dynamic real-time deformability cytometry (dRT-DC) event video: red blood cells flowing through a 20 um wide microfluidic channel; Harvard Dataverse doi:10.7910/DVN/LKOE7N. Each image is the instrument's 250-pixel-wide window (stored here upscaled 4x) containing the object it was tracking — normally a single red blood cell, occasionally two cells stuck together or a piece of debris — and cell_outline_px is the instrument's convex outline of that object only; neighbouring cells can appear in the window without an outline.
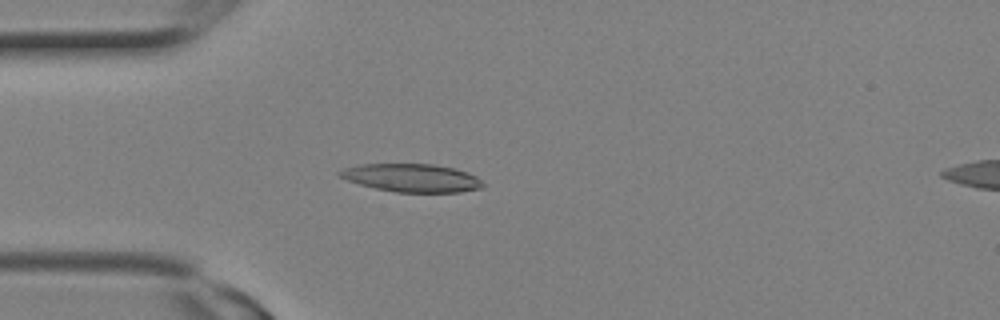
{"species": "Egyptian fruit bat (a non-hibernating species)", "species_latin": "Rousettus aegyptiacus", "temperature_condition": "room temperature", "stored_images_in_passage": 9, "camera_frame_rate_fps": 3000, "um_per_image_px": 0.085, "animal": {"sex": "female"}, "frame": {"image": 1, "passage_image": 7, "time_ms": 2.0, "image_size_px": [1000, 320], "cell_outline_px": [[484, 188], [460, 192], [396, 192], [376, 188], [360, 184], [348, 180], [340, 176], [336, 172], [344, 168], [360, 164], [432, 164], [456, 168], [468, 172], [476, 176], [484, 184]], "centroid_in_image_um": [35.04, 15.11], "position_along_channel_um": 50.0, "area_um2": 23.47}}
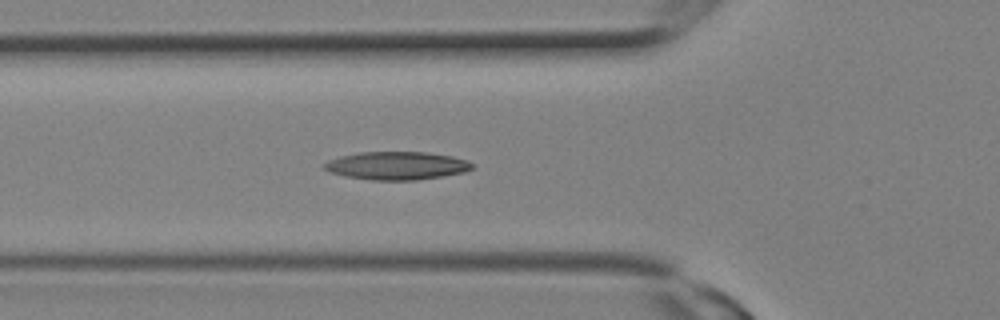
{"frame": {"image": 2, "passage_image": 9, "time_ms": 2.667, "image_size_px": [1000, 320], "cell_outline_px": [[472, 168], [464, 172], [416, 180], [372, 180], [344, 176], [332, 172], [324, 168], [324, 164], [328, 160], [340, 156], [360, 152], [428, 152], [452, 156], [468, 160], [472, 164]], "centroid_in_image_um": [33.72, 14.07], "position_along_channel_um": 92.1, "area_um2": 24.04}}